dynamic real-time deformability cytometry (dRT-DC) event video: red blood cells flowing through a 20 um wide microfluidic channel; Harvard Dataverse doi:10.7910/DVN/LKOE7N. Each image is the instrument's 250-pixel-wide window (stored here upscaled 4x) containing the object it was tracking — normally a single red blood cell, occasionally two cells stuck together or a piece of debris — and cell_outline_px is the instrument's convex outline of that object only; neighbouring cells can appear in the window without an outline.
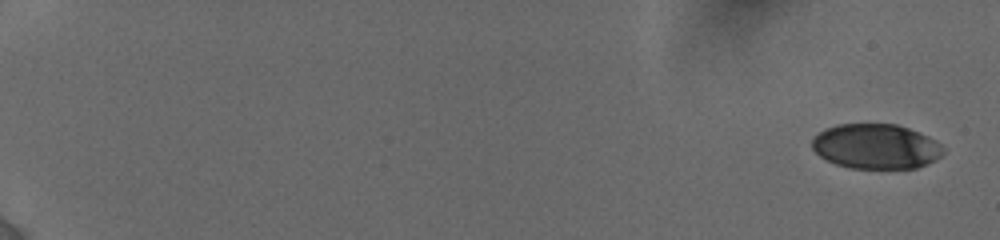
{"species": "human", "species_latin": "Homo sapiens", "temperature_condition": "cold", "stored_images_in_passage": 10, "camera_frame_rate_fps": 3000, "um_per_image_px": 0.085, "donor": {"sex": "female"}, "frame": {"image": 1, "passage_image": 1, "time_ms": 0.0, "image_size_px": [1000, 240], "cell_outline_px": [[944, 152], [936, 160], [928, 164], [916, 168], [848, 168], [836, 164], [820, 156], [812, 148], [812, 136], [816, 132], [836, 124], [896, 124], [920, 132], [936, 140], [944, 148]], "centroid_in_image_um": [74.45, 12.44], "position_along_channel_um": 10.6, "area_um2": 34.62}}
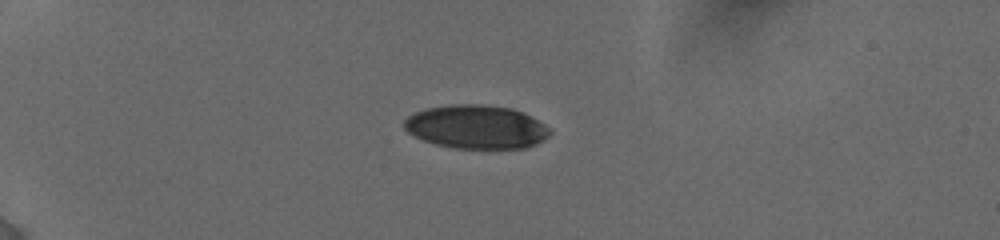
{"frame": {"image": 2, "passage_image": 6, "time_ms": 5.0, "image_size_px": [1000, 240], "cell_outline_px": [[552, 132], [544, 140], [536, 144], [524, 148], [456, 148], [436, 144], [424, 140], [408, 132], [404, 128], [404, 120], [408, 116], [424, 108], [452, 104], [484, 104], [512, 108], [552, 128]], "centroid_in_image_um": [40.49, 10.78], "position_along_channel_um": 44.5, "area_um2": 36.93}}
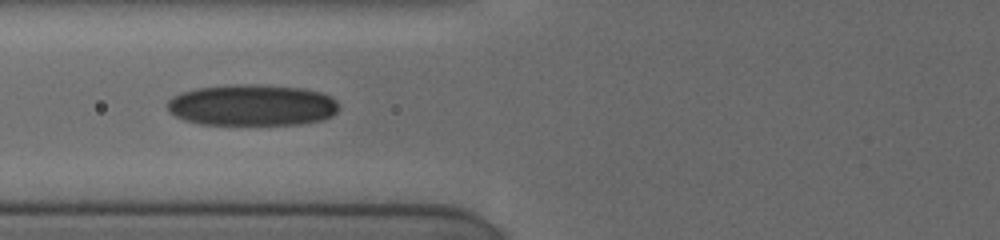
{"frame": {"image": 3, "passage_image": 9, "time_ms": 8.0, "image_size_px": [1000, 240], "cell_outline_px": [[340, 108], [332, 116], [324, 120], [300, 124], [200, 124], [184, 120], [168, 112], [168, 100], [172, 96], [180, 92], [196, 88], [224, 84], [256, 84], [300, 88], [320, 92], [332, 96], [340, 104]], "centroid_in_image_um": [21.43, 8.93], "position_along_channel_um": 104.4, "area_um2": 41.79}}